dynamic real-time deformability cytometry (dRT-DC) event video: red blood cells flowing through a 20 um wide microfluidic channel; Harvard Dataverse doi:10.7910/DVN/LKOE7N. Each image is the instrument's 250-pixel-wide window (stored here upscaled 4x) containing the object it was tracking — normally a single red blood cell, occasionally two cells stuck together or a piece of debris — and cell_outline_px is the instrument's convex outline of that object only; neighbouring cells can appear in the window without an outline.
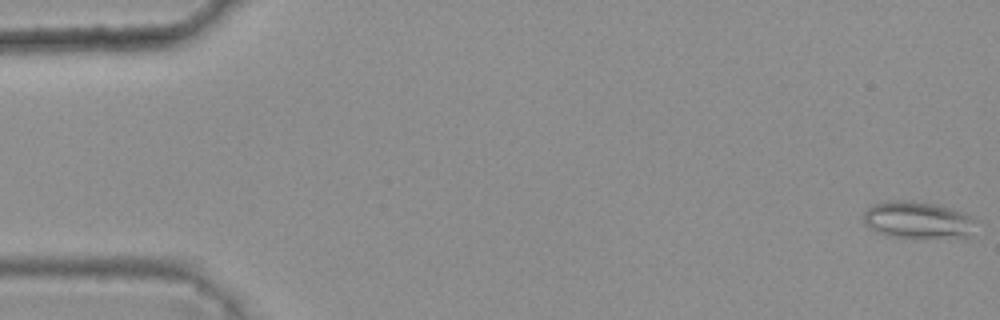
{"species": "common noctule bat (a hibernating species)", "species_latin": "Nyctalus noctula", "temperature_condition": "warm", "stored_images_in_passage": 46, "camera_frame_rate_fps": 3000, "um_per_image_px": 0.085, "animal": {"sex": "female", "body_mass_g": 25.1}, "frame": {"image": 1, "passage_image": 1, "time_ms": 0.0, "image_size_px": [1000, 320], "cell_outline_px": [[972, 236], [964, 240], [896, 236], [880, 232], [868, 228], [864, 224], [864, 212], [872, 204], [884, 200], [912, 200], [952, 208], [964, 212], [972, 220]], "centroid_in_image_um": [78.03, 18.71], "position_along_channel_um": 7.0, "area_um2": 24.57}}
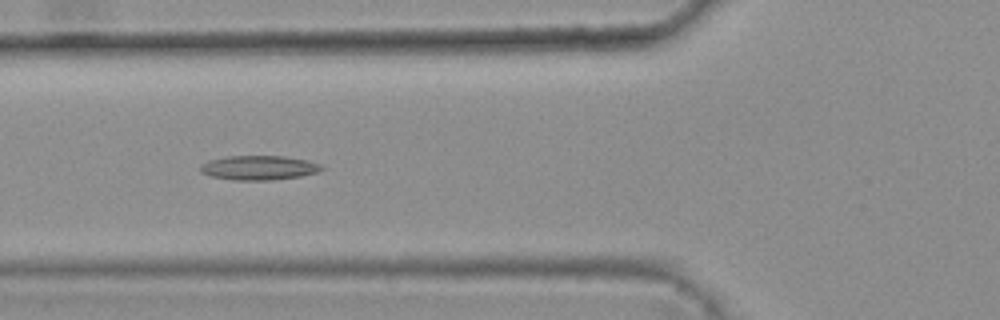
{"frame": {"image": 2, "passage_image": 20, "time_ms": 6.333, "image_size_px": [1000, 320], "cell_outline_px": [[324, 168], [320, 172], [300, 176], [272, 180], [232, 180], [208, 176], [200, 172], [200, 164], [208, 160], [224, 156], [284, 156], [308, 160], [320, 164]], "centroid_in_image_um": [21.97, 14.26], "position_along_channel_um": 103.8, "area_um2": 17.51}}
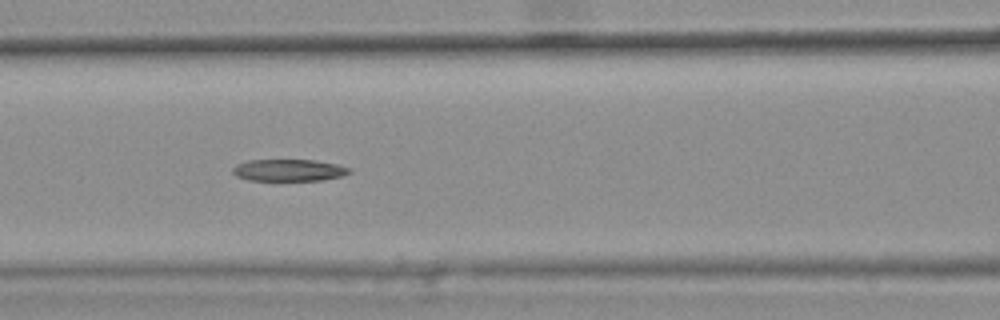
{"frame": {"image": 3, "passage_image": 23, "time_ms": 7.333, "image_size_px": [1000, 320], "cell_outline_px": [[352, 172], [344, 176], [320, 180], [248, 180], [236, 176], [232, 172], [232, 168], [236, 164], [248, 160], [316, 160], [336, 164], [352, 168]], "centroid_in_image_um": [24.57, 14.46], "position_along_channel_um": 142.0, "area_um2": 14.97}}